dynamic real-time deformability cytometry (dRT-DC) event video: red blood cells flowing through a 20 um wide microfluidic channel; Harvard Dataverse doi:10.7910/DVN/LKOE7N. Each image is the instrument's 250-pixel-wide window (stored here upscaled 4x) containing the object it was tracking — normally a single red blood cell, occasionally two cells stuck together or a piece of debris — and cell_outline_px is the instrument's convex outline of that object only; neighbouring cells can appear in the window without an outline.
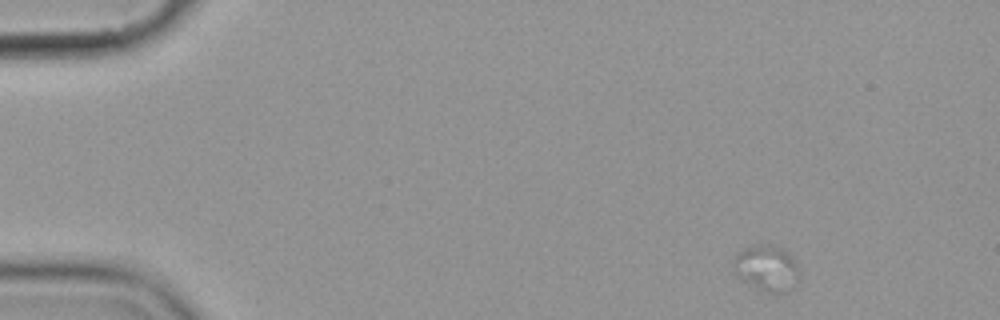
{"species": "common noctule bat (a hibernating species)", "species_latin": "Nyctalus noctula", "temperature_condition": "cold", "stored_images_in_passage": 4, "camera_frame_rate_fps": 3000, "um_per_image_px": 0.085, "animal": {"sex": "female", "body_mass_g": 19.9}, "frame": {"image": 1, "passage_image": 1, "time_ms": 0.0, "image_size_px": [1000, 320], "cell_outline_px": [[796, 284], [788, 292], [760, 292], [740, 280], [732, 268], [732, 260], [736, 252], [752, 244], [772, 244], [788, 252], [792, 256], [796, 264]], "centroid_in_image_um": [65.08, 22.79], "position_along_channel_um": 19.9, "area_um2": 18.03}}